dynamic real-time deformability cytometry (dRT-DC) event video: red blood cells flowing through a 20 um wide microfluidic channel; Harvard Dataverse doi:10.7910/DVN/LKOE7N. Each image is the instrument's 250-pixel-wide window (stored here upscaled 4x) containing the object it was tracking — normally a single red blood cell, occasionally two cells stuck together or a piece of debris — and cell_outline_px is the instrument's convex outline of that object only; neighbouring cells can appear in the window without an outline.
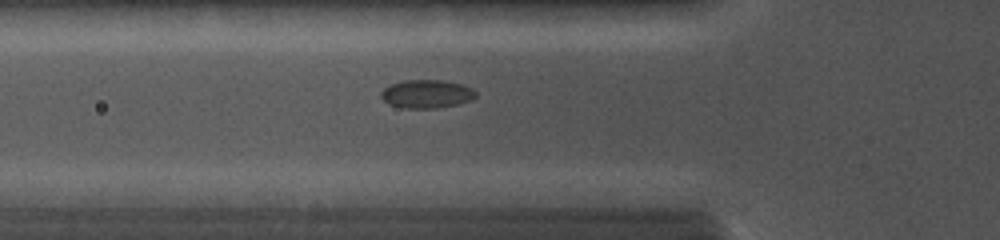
{"species": "common noctule bat (a hibernating species)", "species_latin": "Nyctalus noctula", "temperature_condition": "cold", "stored_images_in_passage": 10, "camera_frame_rate_fps": 5000, "um_per_image_px": 0.085, "animal": {"sex": "female", "body_mass_g": 19.0, "forearm_length_mm": 56.7}, "frame": {"image": 1, "passage_image": 7, "time_ms": 4.6, "image_size_px": [1000, 240], "cell_outline_px": [[476, 96], [472, 100], [456, 104], [436, 108], [404, 108], [388, 104], [380, 96], [380, 92], [384, 88], [392, 84], [404, 80], [444, 80], [460, 84], [472, 88], [476, 92]], "centroid_in_image_um": [36.25, 7.98], "position_along_channel_um": 89.5, "area_um2": 15.61}}
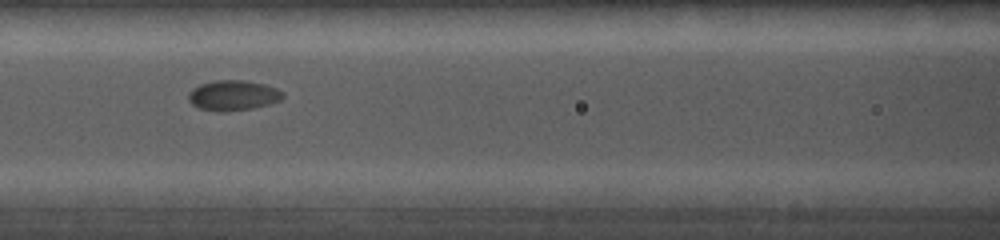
{"frame": {"image": 2, "passage_image": 9, "time_ms": 6.0, "image_size_px": [1000, 240], "cell_outline_px": [[284, 96], [280, 100], [268, 104], [252, 108], [228, 112], [216, 112], [200, 108], [192, 104], [188, 100], [188, 92], [192, 88], [200, 84], [216, 80], [244, 80], [264, 84], [276, 88], [284, 92]], "centroid_in_image_um": [19.79, 8.11], "position_along_channel_um": 146.8, "area_um2": 16.76}}